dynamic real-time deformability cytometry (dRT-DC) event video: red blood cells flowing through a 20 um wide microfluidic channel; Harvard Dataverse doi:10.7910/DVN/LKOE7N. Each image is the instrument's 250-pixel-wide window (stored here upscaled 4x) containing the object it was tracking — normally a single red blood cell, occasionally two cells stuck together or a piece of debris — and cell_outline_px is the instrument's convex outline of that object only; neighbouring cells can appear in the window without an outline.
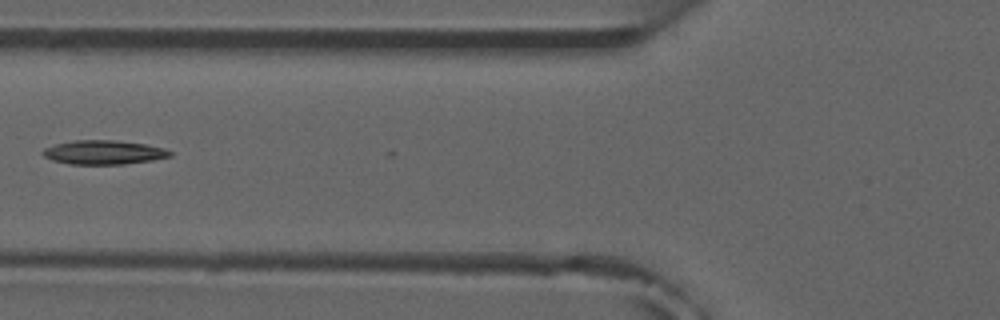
{"species": "common noctule bat (a hibernating species)", "species_latin": "Nyctalus noctula", "temperature_condition": "room temperature", "stored_images_in_passage": 6, "camera_frame_rate_fps": 3000, "um_per_image_px": 0.085, "animal": {"sex": "male", "forearm_length_mm": 52.5}, "frame": {"image": 1, "passage_image": 5, "time_ms": 4.667, "image_size_px": [1000, 320], "cell_outline_px": [[172, 156], [152, 160], [124, 164], [68, 164], [52, 160], [44, 156], [40, 152], [44, 148], [56, 144], [72, 140], [116, 140], [144, 144], [164, 148], [172, 152]], "centroid_in_image_um": [8.79, 12.95], "position_along_channel_um": 117.0, "area_um2": 17.86}}
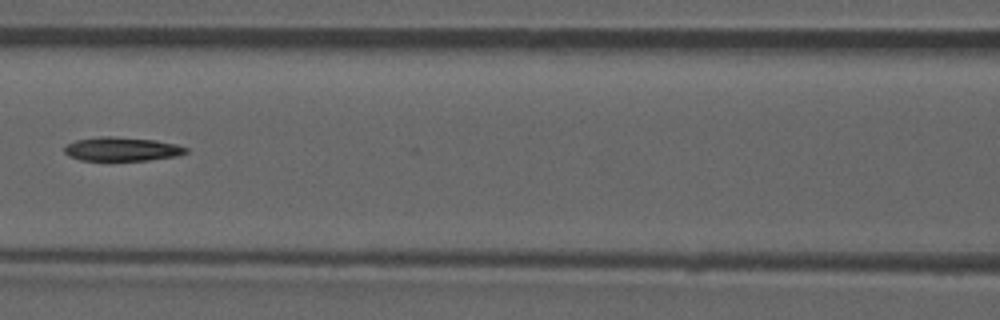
{"frame": {"image": 2, "passage_image": 6, "time_ms": 5.667, "image_size_px": [1000, 320], "cell_outline_px": [[188, 152], [176, 156], [148, 160], [80, 160], [68, 156], [64, 152], [64, 148], [68, 144], [76, 140], [100, 136], [112, 136], [156, 140], [176, 144], [188, 148]], "centroid_in_image_um": [10.36, 12.67], "position_along_channel_um": 156.2, "area_um2": 16.88}}